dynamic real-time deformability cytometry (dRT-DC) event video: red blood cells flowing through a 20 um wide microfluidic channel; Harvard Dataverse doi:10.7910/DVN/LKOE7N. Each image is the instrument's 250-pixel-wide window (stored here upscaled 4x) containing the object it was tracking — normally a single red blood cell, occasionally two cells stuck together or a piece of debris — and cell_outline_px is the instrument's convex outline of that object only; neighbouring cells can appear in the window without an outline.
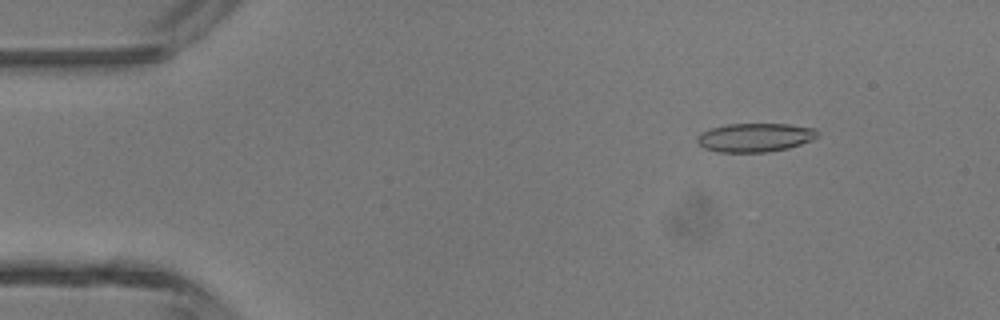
{"species": "common noctule bat (a hibernating species)", "species_latin": "Nyctalus noctula", "temperature_condition": "room temperature", "stored_images_in_passage": 46, "camera_frame_rate_fps": 3000, "um_per_image_px": 0.085, "animal": {"sex": "male", "body_mass_g": 13.3}, "frame": {"image": 1, "passage_image": 6, "time_ms": 1.667, "image_size_px": [1000, 320], "cell_outline_px": [[820, 136], [812, 140], [788, 148], [768, 152], [716, 152], [704, 148], [696, 140], [704, 132], [712, 128], [728, 124], [788, 124], [816, 128], [820, 132]], "centroid_in_image_um": [64.25, 11.69], "position_along_channel_um": 20.7, "area_um2": 20.11}}
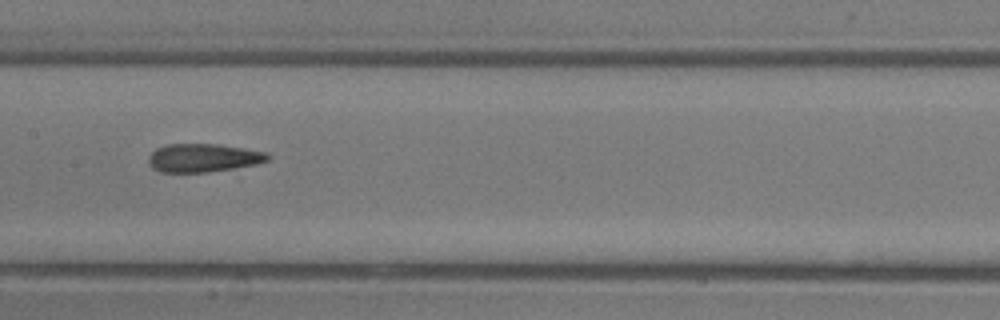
{"frame": {"image": 2, "passage_image": 23, "time_ms": 7.333, "image_size_px": [1000, 320], "cell_outline_px": [[272, 156], [268, 160], [256, 164], [208, 172], [160, 172], [152, 168], [148, 164], [148, 156], [156, 148], [168, 144], [216, 144], [244, 148], [268, 152]], "centroid_in_image_um": [17.27, 13.41], "position_along_channel_um": 190.1, "area_um2": 19.77}}
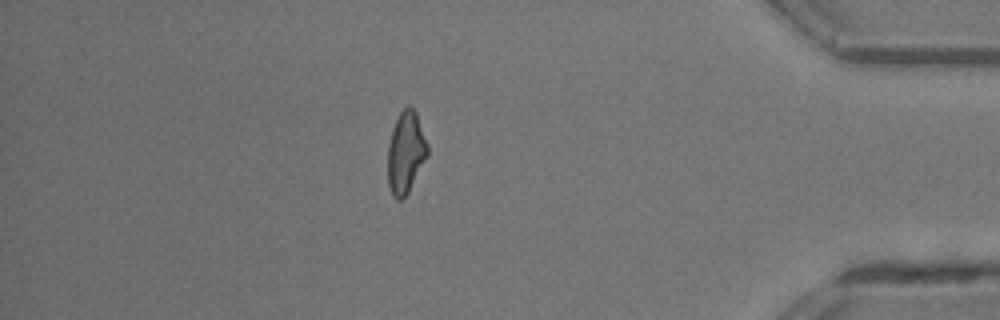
{"frame": {"image": 3, "passage_image": 40, "time_ms": 13.0, "image_size_px": [1000, 320], "cell_outline_px": [[428, 156], [408, 192], [400, 200], [396, 200], [392, 196], [388, 184], [388, 144], [392, 128], [400, 112], [408, 104], [416, 112], [428, 144]], "centroid_in_image_um": [34.49, 12.96], "position_along_channel_um": 400.7, "area_um2": 19.02}}